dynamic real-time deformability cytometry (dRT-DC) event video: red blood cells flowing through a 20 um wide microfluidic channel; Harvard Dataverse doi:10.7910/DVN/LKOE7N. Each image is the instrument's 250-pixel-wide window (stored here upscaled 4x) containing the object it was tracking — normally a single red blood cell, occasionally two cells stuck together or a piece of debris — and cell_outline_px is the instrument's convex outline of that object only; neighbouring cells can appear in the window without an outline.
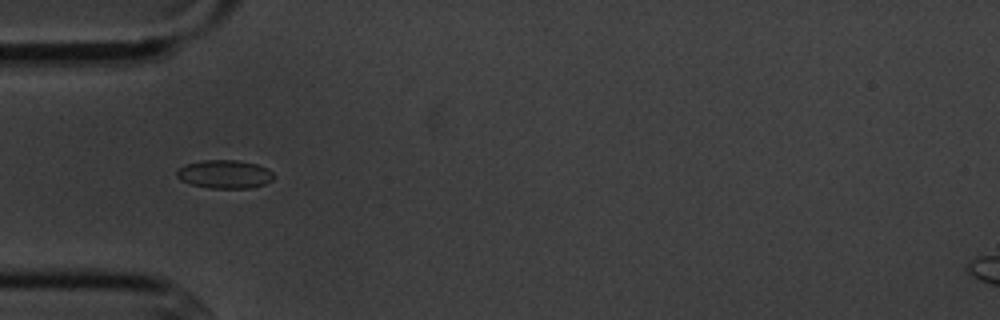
{"species": "common noctule bat (a hibernating species)", "species_latin": "Nyctalus noctula", "temperature_condition": "cold", "stored_images_in_passage": 7, "camera_frame_rate_fps": 3000, "um_per_image_px": 0.085, "animal": {"sex": "male", "body_mass_g": 20.1, "forearm_length_mm": 53.5}, "frame": {"image": 1, "passage_image": 3, "time_ms": 2.333, "image_size_px": [1000, 320], "cell_outline_px": [[272, 180], [264, 184], [252, 188], [208, 188], [192, 184], [180, 180], [176, 176], [176, 172], [184, 164], [204, 160], [236, 160], [256, 164], [268, 168], [272, 172]], "centroid_in_image_um": [19.08, 14.81], "position_along_channel_um": 65.9, "area_um2": 16.01}}
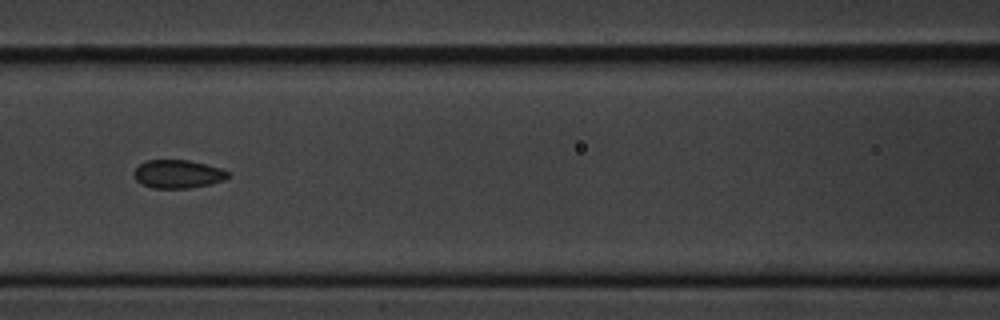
{"frame": {"image": 2, "passage_image": 5, "time_ms": 4.667, "image_size_px": [1000, 320], "cell_outline_px": [[228, 176], [224, 180], [212, 184], [188, 188], [152, 188], [136, 180], [132, 172], [140, 164], [148, 160], [188, 160], [220, 168], [228, 172]], "centroid_in_image_um": [15.1, 14.8], "position_along_channel_um": 151.5, "area_um2": 15.37}}
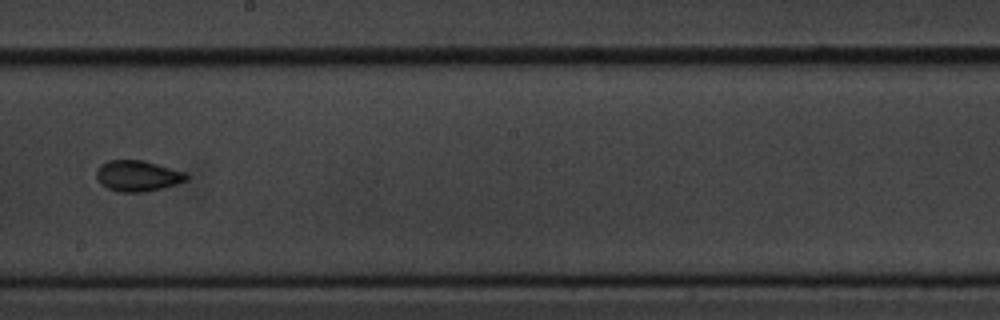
{"frame": {"image": 3, "passage_image": 7, "time_ms": 7.0, "image_size_px": [1000, 320], "cell_outline_px": [[188, 180], [176, 184], [144, 192], [120, 192], [108, 188], [100, 184], [96, 176], [96, 172], [100, 164], [108, 160], [144, 160], [184, 172], [188, 176]], "centroid_in_image_um": [11.67, 14.94], "position_along_channel_um": 236.5, "area_um2": 16.13}}